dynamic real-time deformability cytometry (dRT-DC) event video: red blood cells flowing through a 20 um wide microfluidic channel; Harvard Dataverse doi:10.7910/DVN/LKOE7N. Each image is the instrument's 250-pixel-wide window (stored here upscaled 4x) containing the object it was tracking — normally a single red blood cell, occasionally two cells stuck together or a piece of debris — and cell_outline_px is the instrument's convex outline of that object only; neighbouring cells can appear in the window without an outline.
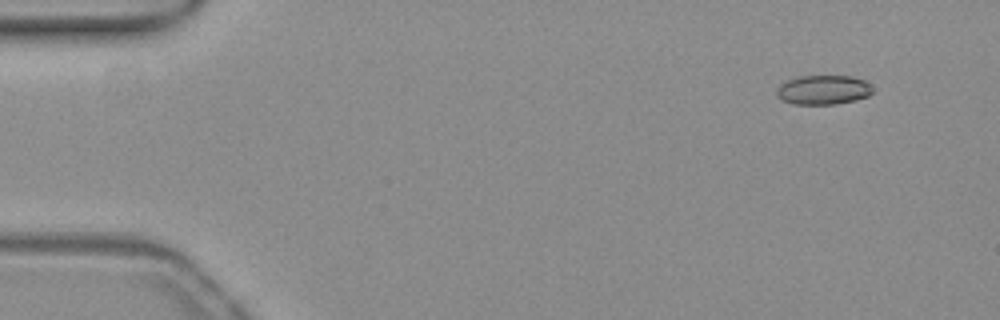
{"species": "common noctule bat (a hibernating species)", "species_latin": "Nyctalus noctula", "temperature_condition": "warm", "stored_images_in_passage": 54, "camera_frame_rate_fps": 3000, "um_per_image_px": 0.085, "animal": {"sex": "female", "body_mass_g": 19.3, "forearm_length_mm": 54.1}, "frame": {"image": 1, "passage_image": 5, "time_ms": 1.333, "image_size_px": [1000, 320], "cell_outline_px": [[872, 92], [868, 96], [856, 100], [836, 104], [792, 104], [780, 100], [776, 96], [776, 88], [780, 84], [788, 80], [800, 76], [852, 76], [864, 80], [872, 88]], "centroid_in_image_um": [69.94, 7.65], "position_along_channel_um": 15.1, "area_um2": 16.53}}
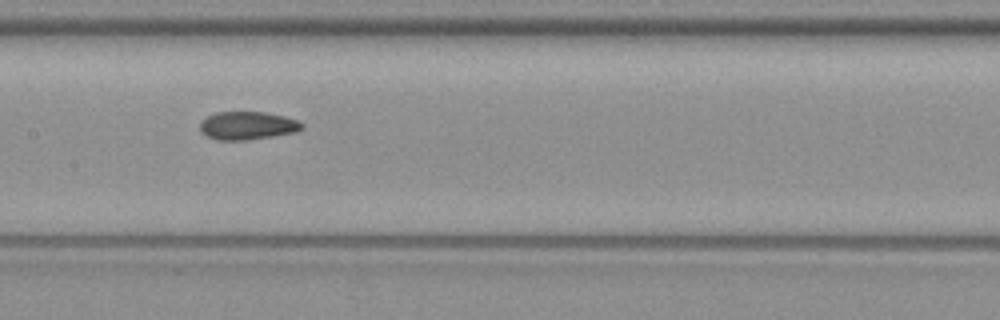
{"frame": {"image": 2, "passage_image": 27, "time_ms": 8.667, "image_size_px": [1000, 320], "cell_outline_px": [[304, 128], [296, 132], [272, 136], [244, 140], [216, 140], [200, 132], [200, 120], [216, 112], [264, 112], [284, 116], [296, 120], [304, 124]], "centroid_in_image_um": [21.02, 10.67], "position_along_channel_um": 186.4, "area_um2": 16.7}}
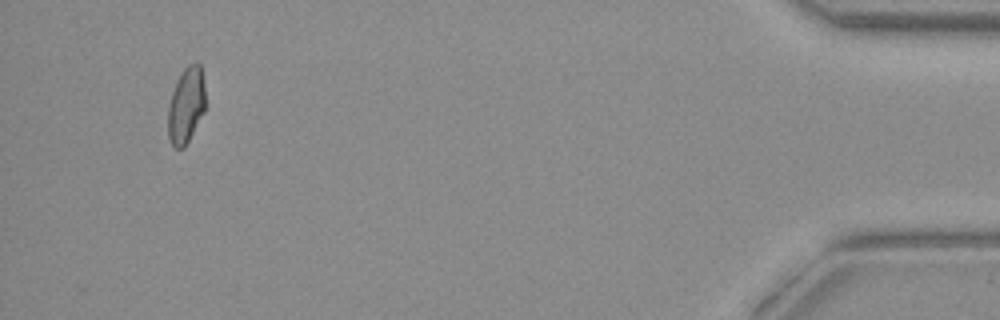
{"frame": {"image": 3, "passage_image": 51, "time_ms": 16.667, "image_size_px": [1000, 320], "cell_outline_px": [[204, 112], [184, 148], [176, 148], [172, 144], [168, 136], [168, 104], [176, 80], [184, 68], [188, 64], [200, 64], [204, 84]], "centroid_in_image_um": [15.8, 8.95], "position_along_channel_um": 419.4, "area_um2": 16.42}, "authors_computed_cell_mechanics": {"area_um2": 16.9354, "velocity_mm_per_s": 3.9004, "shape_relaxation_time_tau1_ms": 8.3211, "shape_relaxation_time_tau2_ms": 1.5763, "deformation_change_tau1": 0.1769, "deformation_change_tau2": 0.0748}}